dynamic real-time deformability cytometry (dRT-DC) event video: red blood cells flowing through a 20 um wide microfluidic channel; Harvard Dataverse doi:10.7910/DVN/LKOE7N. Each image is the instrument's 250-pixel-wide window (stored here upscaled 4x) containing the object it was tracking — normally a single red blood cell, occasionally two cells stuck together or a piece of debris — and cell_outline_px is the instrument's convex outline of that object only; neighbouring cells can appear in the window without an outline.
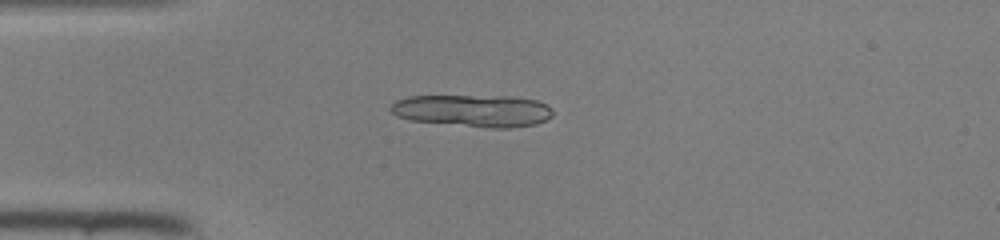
{"species": "common noctule bat (a hibernating species)", "species_latin": "Nyctalus noctula", "temperature_condition": "room temperature", "stored_images_in_passage": 20, "camera_frame_rate_fps": 3000, "um_per_image_px": 0.085, "animal": {"sex": "female", "body_mass_g": 22.0, "forearm_length_mm": 56.7}, "frame": {"image": 1, "passage_image": 12, "time_ms": 3.667, "image_size_px": [1000, 240], "cell_outline_px": [[552, 116], [536, 124], [508, 128], [488, 128], [412, 120], [396, 116], [388, 108], [396, 100], [408, 96], [512, 96], [536, 100], [548, 104], [552, 108]], "centroid_in_image_um": [40.22, 9.4], "position_along_channel_um": 44.8, "area_um2": 30.52}}